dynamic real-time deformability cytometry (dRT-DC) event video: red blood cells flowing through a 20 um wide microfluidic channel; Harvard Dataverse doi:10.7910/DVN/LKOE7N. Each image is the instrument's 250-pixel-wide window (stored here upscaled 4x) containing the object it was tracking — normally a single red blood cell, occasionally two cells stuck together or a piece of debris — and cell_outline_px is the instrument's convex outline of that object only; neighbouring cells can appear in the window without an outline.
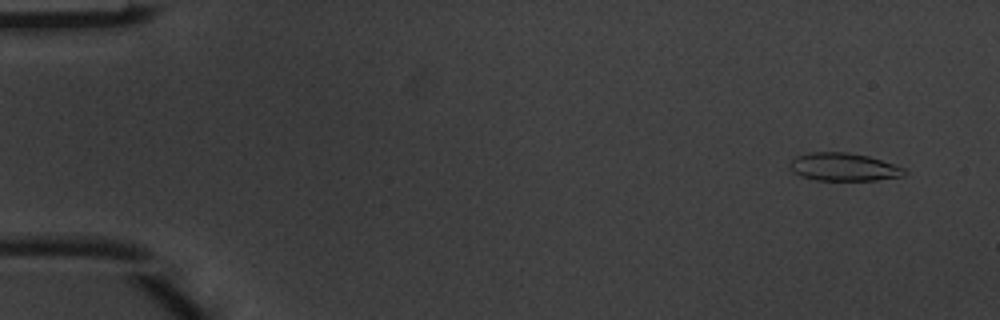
{"species": "common noctule bat (a hibernating species)", "species_latin": "Nyctalus noctula", "temperature_condition": "warm", "stored_images_in_passage": 5, "camera_frame_rate_fps": 3000, "um_per_image_px": 0.085, "animal": {"sex": "male", "body_mass_g": 20.1, "forearm_length_mm": 53.5}, "frame": {"image": 1, "passage_image": 1, "time_ms": 0.0, "image_size_px": [1000, 320], "cell_outline_px": [[908, 172], [904, 176], [876, 180], [816, 180], [800, 176], [792, 172], [788, 168], [788, 164], [796, 156], [808, 152], [848, 152], [868, 156], [904, 168]], "centroid_in_image_um": [71.66, 14.19], "position_along_channel_um": 13.3, "area_um2": 18.79}}